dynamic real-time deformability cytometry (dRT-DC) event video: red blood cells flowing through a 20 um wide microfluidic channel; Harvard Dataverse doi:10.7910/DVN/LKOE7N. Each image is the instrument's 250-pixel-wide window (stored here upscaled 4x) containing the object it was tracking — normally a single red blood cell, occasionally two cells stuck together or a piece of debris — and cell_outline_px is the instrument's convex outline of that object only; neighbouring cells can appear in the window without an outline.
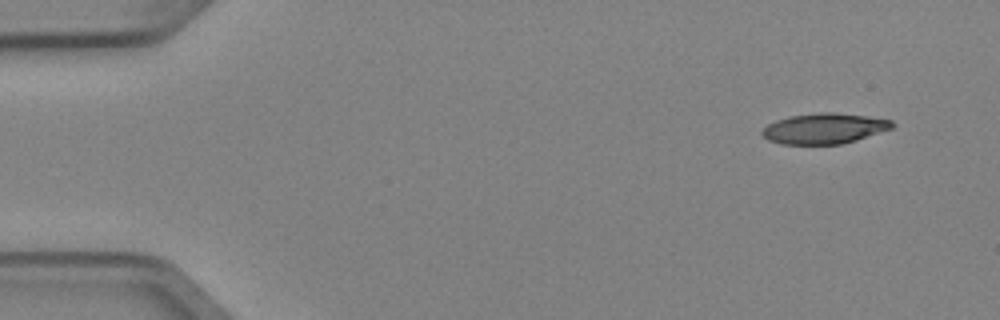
{"species": "Egyptian fruit bat (a non-hibernating species)", "species_latin": "Rousettus aegyptiacus", "temperature_condition": "cold", "stored_images_in_passage": 4, "camera_frame_rate_fps": 3000, "um_per_image_px": 0.085, "animal": {"sex": "female"}, "frame": {"image": 1, "passage_image": 1, "time_ms": 0.0, "image_size_px": [1000, 320], "cell_outline_px": [[896, 124], [892, 128], [856, 140], [840, 144], [784, 144], [768, 140], [760, 132], [768, 124], [776, 120], [788, 116], [820, 112], [832, 112], [864, 116], [892, 120]], "centroid_in_image_um": [70.05, 10.92], "position_along_channel_um": 15.0, "area_um2": 22.95}}
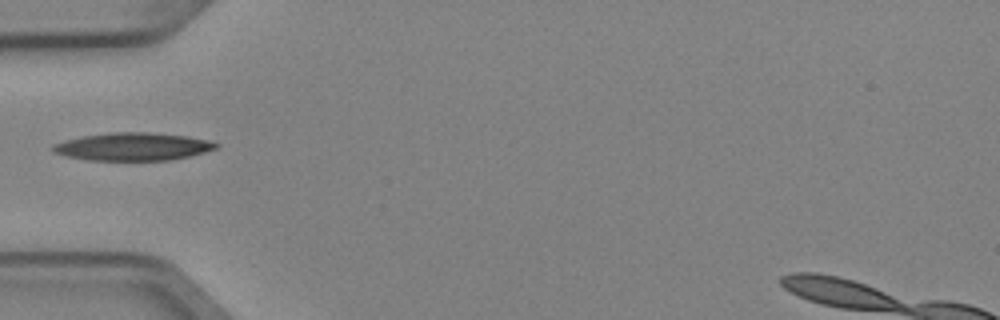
{"frame": {"image": 2, "passage_image": 4, "time_ms": 1.0, "image_size_px": [1000, 320], "cell_outline_px": [[220, 144], [216, 148], [204, 152], [172, 160], [88, 160], [64, 156], [52, 152], [52, 144], [64, 140], [84, 136], [112, 132], [148, 132], [188, 136], [208, 140]], "centroid_in_image_um": [11.26, 12.46], "position_along_channel_um": 73.7, "area_um2": 26.47}}